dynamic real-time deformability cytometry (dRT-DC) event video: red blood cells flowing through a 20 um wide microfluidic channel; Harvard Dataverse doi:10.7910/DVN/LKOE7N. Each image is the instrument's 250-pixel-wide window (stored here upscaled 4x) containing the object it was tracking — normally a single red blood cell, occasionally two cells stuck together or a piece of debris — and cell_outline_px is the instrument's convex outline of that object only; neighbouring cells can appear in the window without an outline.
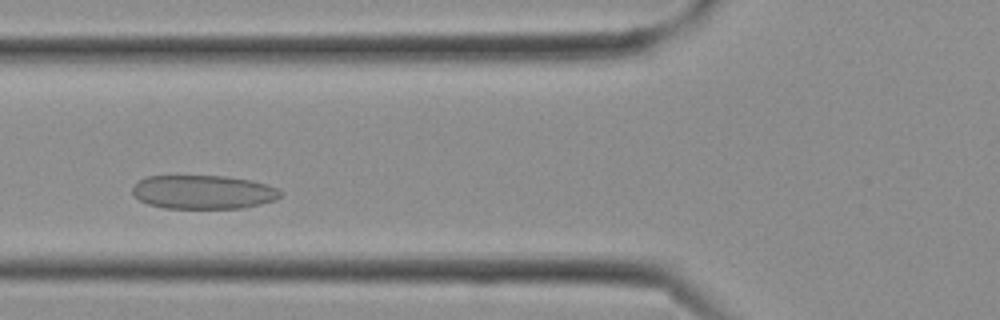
{"species": "Egyptian fruit bat (a non-hibernating species)", "species_latin": "Rousettus aegyptiacus", "temperature_condition": "cold", "stored_images_in_passage": 7, "camera_frame_rate_fps": 3000, "um_per_image_px": 0.085, "frame": {"image": 1, "passage_image": 4, "time_ms": 1.0, "image_size_px": [1000, 320], "cell_outline_px": [[280, 196], [276, 200], [244, 208], [164, 208], [148, 204], [140, 200], [132, 192], [132, 188], [140, 180], [148, 176], [224, 176], [252, 180], [276, 188], [280, 192]], "centroid_in_image_um": [17.27, 16.33], "position_along_channel_um": 108.5, "area_um2": 28.96}}
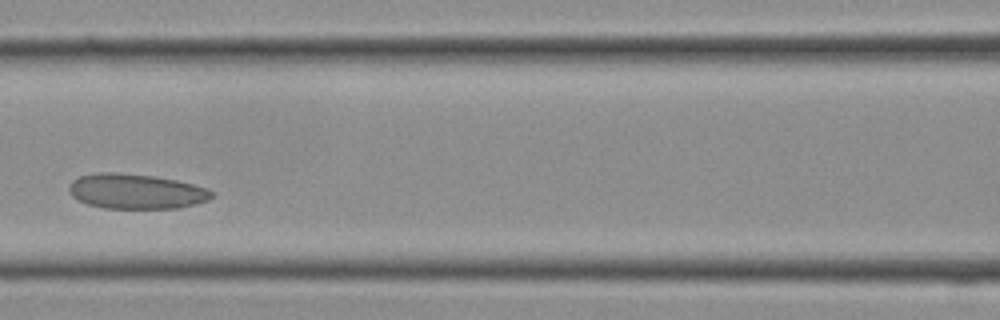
{"frame": {"image": 2, "passage_image": 6, "time_ms": 1.667, "image_size_px": [1000, 320], "cell_outline_px": [[216, 192], [208, 200], [196, 204], [180, 208], [104, 208], [88, 204], [72, 196], [68, 188], [72, 180], [80, 176], [96, 172], [116, 172], [152, 176], [176, 180], [208, 188]], "centroid_in_image_um": [11.58, 16.26], "position_along_channel_um": 155.0, "area_um2": 29.13}}